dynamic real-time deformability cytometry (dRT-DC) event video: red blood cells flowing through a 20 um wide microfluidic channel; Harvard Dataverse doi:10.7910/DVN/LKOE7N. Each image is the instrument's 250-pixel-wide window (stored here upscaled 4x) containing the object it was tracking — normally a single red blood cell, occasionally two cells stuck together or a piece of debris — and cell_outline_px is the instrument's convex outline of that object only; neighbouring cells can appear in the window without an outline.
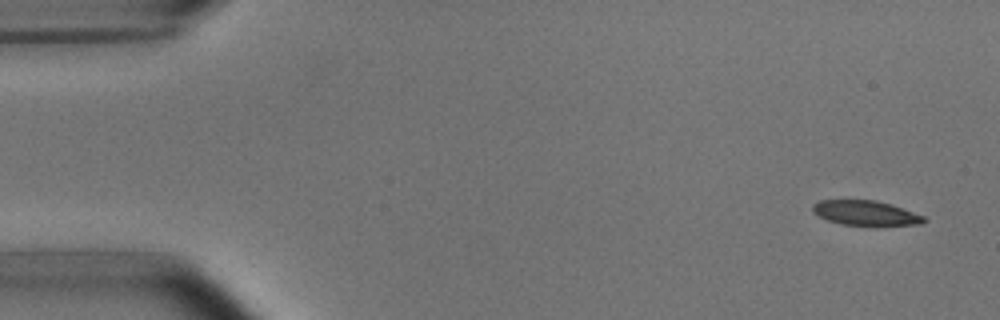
{"species": "common noctule bat (a hibernating species)", "species_latin": "Nyctalus noctula", "temperature_condition": "room temperature", "stored_images_in_passage": 9, "camera_frame_rate_fps": 3000, "um_per_image_px": 0.085, "animal": {"sex": "male", "body_mass_g": 15.6}, "frame": {"image": 1, "passage_image": 1, "time_ms": 0.0, "image_size_px": [1000, 320], "cell_outline_px": [[928, 220], [920, 224], [876, 228], [840, 224], [828, 220], [812, 212], [812, 204], [820, 200], [876, 200], [924, 216]], "centroid_in_image_um": [73.59, 18.16], "position_along_channel_um": 11.4, "area_um2": 16.65}}
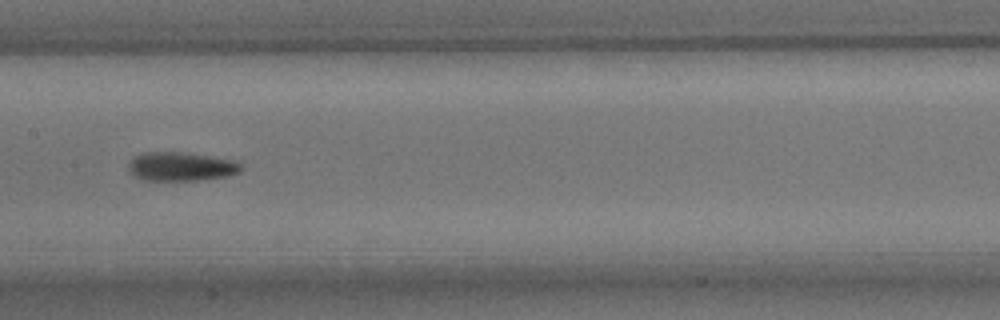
{"frame": {"image": 2, "passage_image": 8, "time_ms": 8.0, "image_size_px": [1000, 320], "cell_outline_px": [[244, 168], [240, 172], [228, 176], [196, 180], [144, 180], [128, 172], [128, 164], [132, 156], [140, 152], [180, 152], [232, 160], [240, 164]], "centroid_in_image_um": [15.33, 14.15], "position_along_channel_um": 192.1, "area_um2": 18.9}}
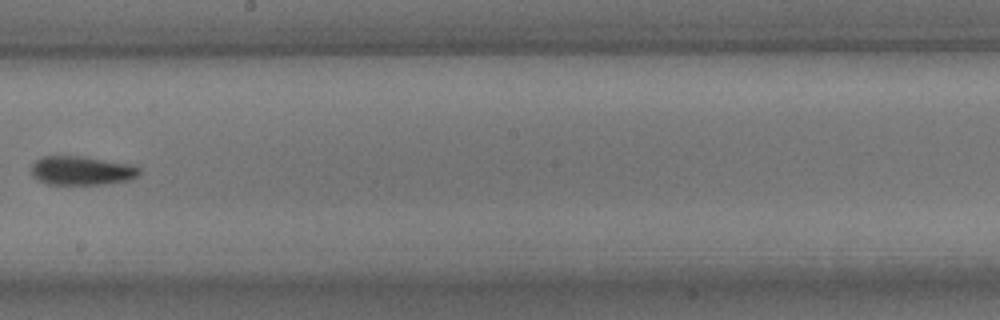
{"frame": {"image": 3, "passage_image": 9, "time_ms": 9.333, "image_size_px": [1000, 320], "cell_outline_px": [[140, 172], [136, 176], [128, 180], [104, 184], [48, 184], [36, 180], [32, 176], [32, 164], [40, 156], [80, 156], [128, 164], [140, 168]], "centroid_in_image_um": [6.88, 14.5], "position_along_channel_um": 241.3, "area_um2": 18.03}}